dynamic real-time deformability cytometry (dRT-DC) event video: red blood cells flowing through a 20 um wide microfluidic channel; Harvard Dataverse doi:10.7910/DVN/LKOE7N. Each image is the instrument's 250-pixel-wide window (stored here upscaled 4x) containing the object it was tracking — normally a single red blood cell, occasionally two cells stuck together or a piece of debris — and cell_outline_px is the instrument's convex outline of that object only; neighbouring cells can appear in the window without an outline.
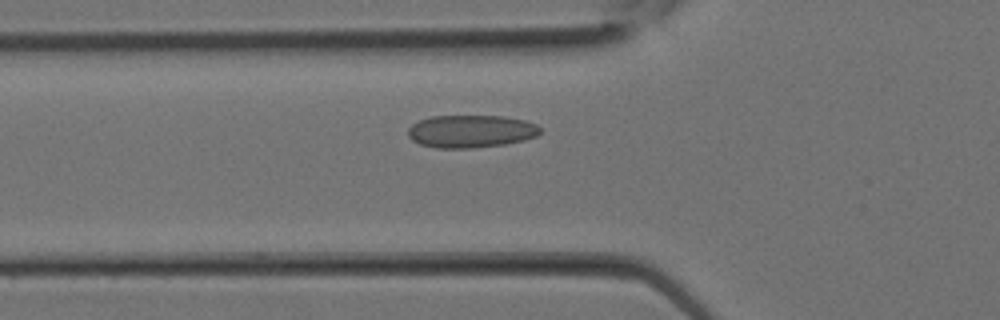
{"species": "Egyptian fruit bat (a non-hibernating species)", "species_latin": "Rousettus aegyptiacus", "temperature_condition": "room temperature", "stored_images_in_passage": 6, "camera_frame_rate_fps": 3000, "um_per_image_px": 0.085, "animal": {"sex": "female"}, "frame": {"image": 1, "passage_image": 2, "time_ms": 0.333, "image_size_px": [1000, 320], "cell_outline_px": [[540, 132], [536, 136], [524, 140], [504, 144], [472, 148], [436, 148], [420, 144], [412, 140], [408, 136], [408, 128], [412, 124], [420, 120], [432, 116], [500, 116], [524, 120], [536, 124], [540, 128]], "centroid_in_image_um": [40.0, 11.16], "position_along_channel_um": 85.8, "area_um2": 25.09}}
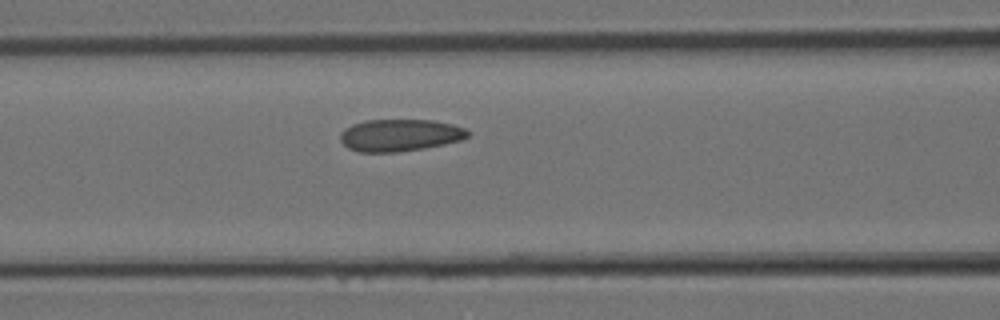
{"frame": {"image": 2, "passage_image": 4, "time_ms": 1.0, "image_size_px": [1000, 320], "cell_outline_px": [[468, 136], [460, 140], [444, 144], [424, 148], [400, 152], [360, 152], [348, 148], [340, 140], [340, 132], [344, 128], [352, 124], [364, 120], [432, 120], [452, 124], [464, 128], [468, 132]], "centroid_in_image_um": [33.94, 11.49], "position_along_channel_um": 132.7, "area_um2": 23.87}}
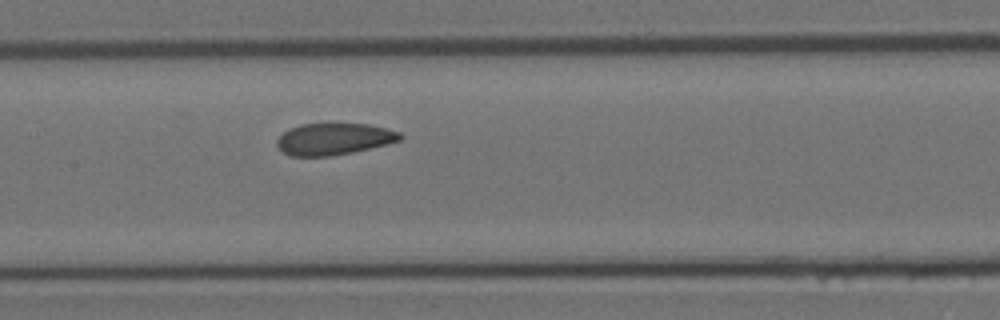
{"frame": {"image": 3, "passage_image": 6, "time_ms": 1.667, "image_size_px": [1000, 320], "cell_outline_px": [[404, 136], [400, 140], [388, 144], [352, 152], [332, 156], [288, 156], [276, 144], [276, 140], [288, 128], [300, 124], [368, 124], [400, 132]], "centroid_in_image_um": [28.37, 11.82], "position_along_channel_um": 179.0, "area_um2": 22.72}}